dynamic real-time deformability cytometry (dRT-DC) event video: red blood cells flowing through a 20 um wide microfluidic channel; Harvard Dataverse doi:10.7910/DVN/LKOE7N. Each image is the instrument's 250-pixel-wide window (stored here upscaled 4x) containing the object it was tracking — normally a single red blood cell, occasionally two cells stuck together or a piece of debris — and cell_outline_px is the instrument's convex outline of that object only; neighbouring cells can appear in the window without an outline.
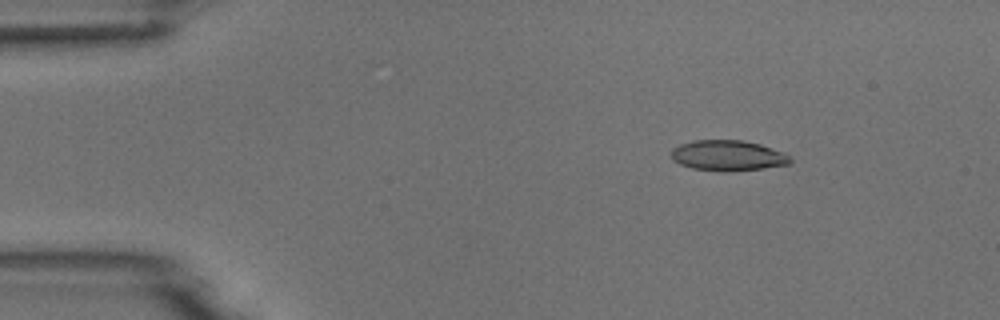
{"species": "common noctule bat (a hibernating species)", "species_latin": "Nyctalus noctula", "temperature_condition": "room temperature", "stored_images_in_passage": 6, "camera_frame_rate_fps": 3000, "um_per_image_px": 0.085, "animal": {"sex": "male", "body_mass_g": 18.8}, "frame": {"image": 1, "passage_image": 2, "time_ms": 1.333, "image_size_px": [1000, 320], "cell_outline_px": [[792, 160], [788, 164], [764, 168], [736, 172], [720, 172], [692, 168], [680, 164], [672, 160], [672, 148], [680, 144], [696, 140], [744, 140], [760, 144], [784, 152]], "centroid_in_image_um": [61.87, 13.23], "position_along_channel_um": 23.1, "area_um2": 21.39}}
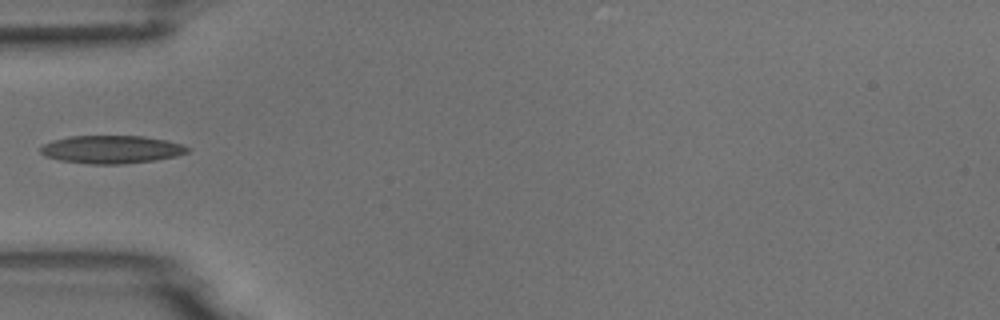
{"frame": {"image": 2, "passage_image": 5, "time_ms": 4.667, "image_size_px": [1000, 320], "cell_outline_px": [[188, 152], [176, 156], [156, 160], [124, 164], [88, 164], [60, 160], [44, 156], [40, 152], [40, 148], [44, 144], [52, 140], [72, 136], [144, 136], [168, 140], [180, 144], [188, 148]], "centroid_in_image_um": [9.46, 12.7], "position_along_channel_um": 75.5, "area_um2": 23.99}}